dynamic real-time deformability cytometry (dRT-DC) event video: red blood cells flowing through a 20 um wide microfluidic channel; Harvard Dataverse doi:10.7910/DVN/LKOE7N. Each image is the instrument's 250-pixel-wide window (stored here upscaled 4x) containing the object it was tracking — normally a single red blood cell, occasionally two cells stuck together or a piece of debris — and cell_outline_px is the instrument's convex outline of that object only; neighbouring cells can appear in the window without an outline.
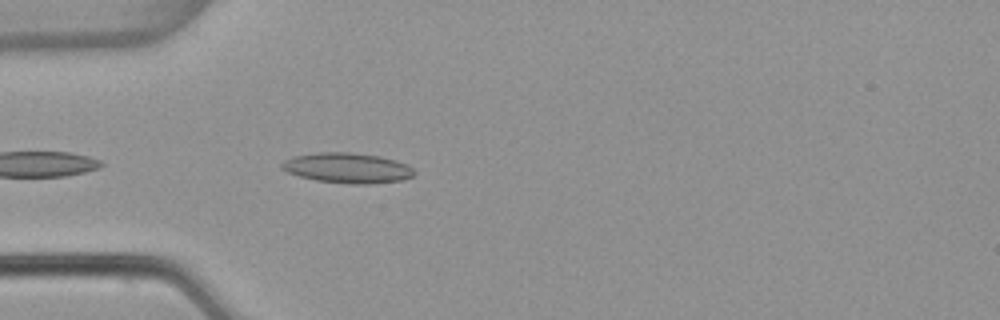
{"species": "common noctule bat (a hibernating species)", "species_latin": "Nyctalus noctula", "temperature_condition": "warm", "stored_images_in_passage": 5, "camera_frame_rate_fps": 3000, "um_per_image_px": 0.085, "animal": {"sex": "female", "body_mass_g": 22.7, "forearm_length_mm": 54.2}, "frame": {"image": 1, "passage_image": 5, "time_ms": 1.333, "image_size_px": [1000, 320], "cell_outline_px": [[416, 172], [412, 176], [400, 180], [368, 184], [352, 184], [316, 180], [300, 176], [288, 172], [280, 168], [280, 164], [284, 160], [296, 156], [320, 152], [352, 152], [380, 156], [396, 160], [408, 164]], "centroid_in_image_um": [29.54, 14.27], "position_along_channel_um": 55.5, "area_um2": 23.24}}